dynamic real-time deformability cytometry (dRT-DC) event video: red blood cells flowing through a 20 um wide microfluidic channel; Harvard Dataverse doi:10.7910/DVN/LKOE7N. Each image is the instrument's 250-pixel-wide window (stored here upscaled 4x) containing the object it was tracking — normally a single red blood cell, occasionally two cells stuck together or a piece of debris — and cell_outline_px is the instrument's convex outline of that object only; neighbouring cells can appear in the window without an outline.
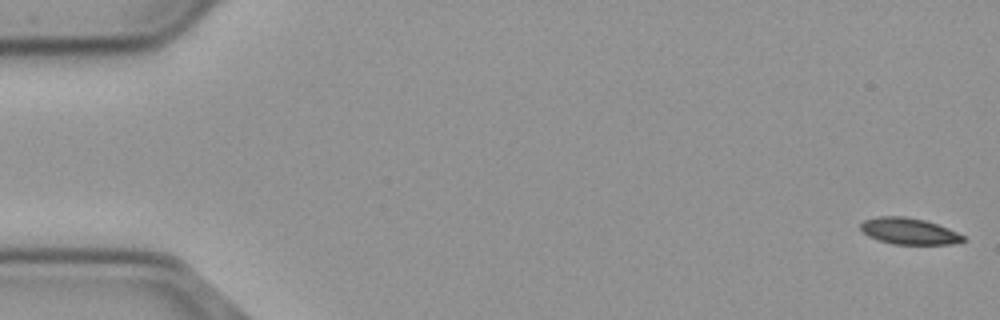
{"species": "common noctule bat (a hibernating species)", "species_latin": "Nyctalus noctula", "temperature_condition": "cold", "stored_images_in_passage": 56, "camera_frame_rate_fps": 3000, "um_per_image_px": 0.085, "animal": {"sex": "male", "body_mass_g": 23.1, "forearm_length_mm": 52.7}, "frame": {"image": 1, "passage_image": 1, "time_ms": 0.0, "image_size_px": [1000, 320], "cell_outline_px": [[968, 240], [952, 244], [892, 244], [868, 236], [860, 228], [860, 224], [864, 220], [876, 216], [904, 216], [924, 220], [948, 228], [964, 236]], "centroid_in_image_um": [77.26, 19.65], "position_along_channel_um": 7.7, "area_um2": 15.72}}
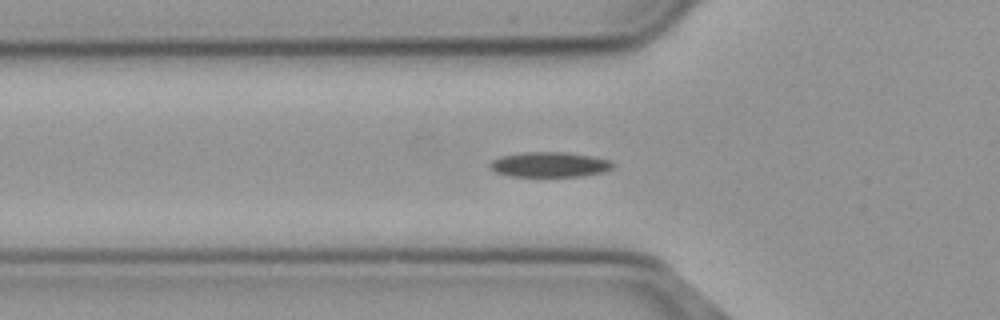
{"frame": {"image": 2, "passage_image": 19, "time_ms": 6.0, "image_size_px": [1000, 320], "cell_outline_px": [[612, 168], [604, 172], [584, 176], [508, 176], [496, 172], [488, 164], [492, 160], [500, 156], [524, 152], [564, 152], [592, 156], [608, 160], [612, 164]], "centroid_in_image_um": [46.69, 13.99], "position_along_channel_um": 79.1, "area_um2": 17.86}}
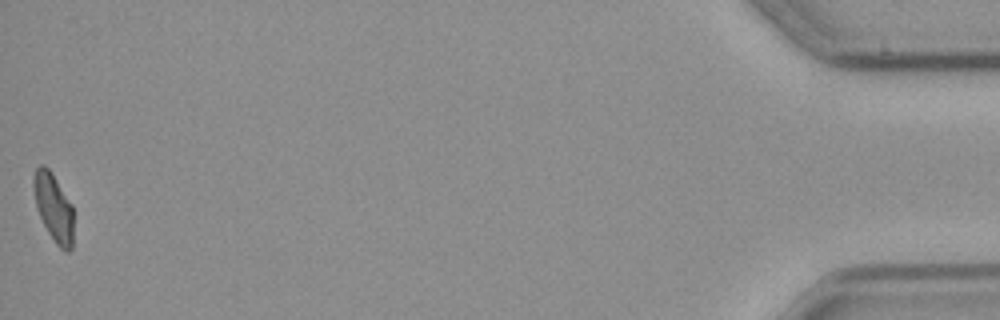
{"frame": {"image": 3, "passage_image": 56, "time_ms": 18.333, "image_size_px": [1000, 320], "cell_outline_px": [[72, 248], [68, 252], [64, 252], [56, 244], [48, 232], [40, 216], [36, 204], [32, 184], [32, 180], [36, 168], [40, 164], [44, 164], [52, 172], [72, 204]], "centroid_in_image_um": [4.55, 17.6], "position_along_channel_um": 430.7, "area_um2": 15.78}, "authors_computed_cell_mechanics": {"area_um2": 16.9354, "velocity_mm_per_s": 3.6868, "shape_relaxation_time_tau1_ms": 8.9472, "shape_relaxation_time_tau2_ms": null, "deformation_change_tau1": 0.1637, "deformation_change_tau2": null}}